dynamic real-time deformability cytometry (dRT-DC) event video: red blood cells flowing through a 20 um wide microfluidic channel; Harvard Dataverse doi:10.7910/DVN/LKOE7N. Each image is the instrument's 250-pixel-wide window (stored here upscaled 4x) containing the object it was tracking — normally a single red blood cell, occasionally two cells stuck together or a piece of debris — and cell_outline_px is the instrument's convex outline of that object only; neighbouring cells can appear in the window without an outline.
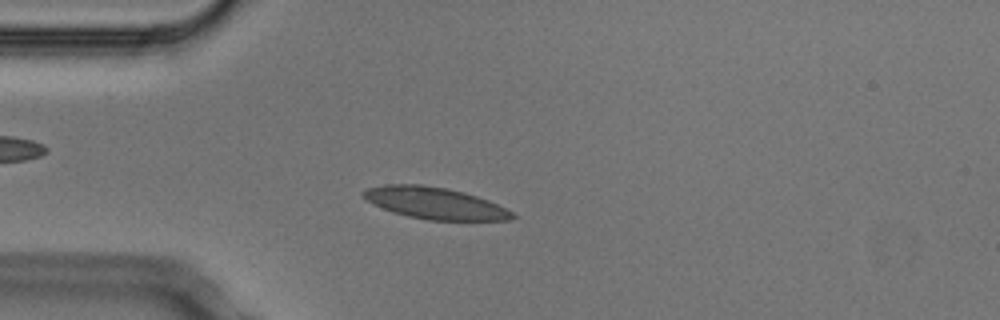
{"species": "Egyptian fruit bat (a non-hibernating species)", "species_latin": "Rousettus aegyptiacus", "temperature_condition": "cold", "stored_images_in_passage": 4, "camera_frame_rate_fps": 3000, "um_per_image_px": 0.085, "animal": {"sex": "male"}, "frame": {"image": 1, "passage_image": 3, "time_ms": 0.667, "image_size_px": [1000, 320], "cell_outline_px": [[516, 216], [512, 220], [428, 220], [408, 216], [392, 212], [368, 200], [360, 192], [368, 188], [384, 184], [420, 184], [444, 188], [464, 192], [488, 200], [512, 212]], "centroid_in_image_um": [36.97, 17.27], "position_along_channel_um": 48.0, "area_um2": 27.17}}